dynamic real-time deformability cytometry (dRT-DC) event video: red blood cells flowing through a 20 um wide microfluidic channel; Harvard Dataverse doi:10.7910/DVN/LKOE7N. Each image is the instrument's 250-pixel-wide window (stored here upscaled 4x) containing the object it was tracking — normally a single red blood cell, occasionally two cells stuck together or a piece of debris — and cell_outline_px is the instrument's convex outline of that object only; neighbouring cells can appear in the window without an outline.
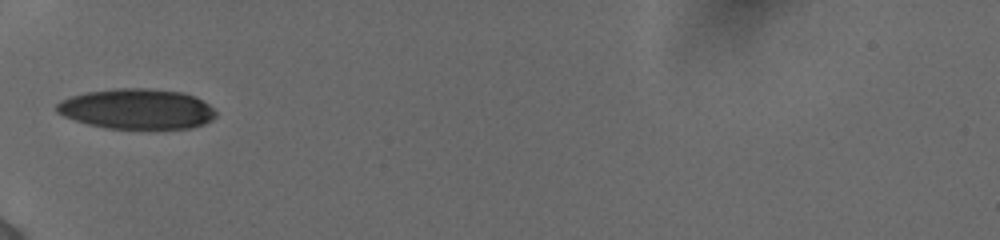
{"species": "human", "species_latin": "Homo sapiens", "temperature_condition": "cold", "stored_images_in_passage": 34, "camera_frame_rate_fps": 3000, "um_per_image_px": 0.085, "donor": {"sex": "female"}, "frame": {"image": 1, "passage_image": 1, "time_ms": 0.0, "image_size_px": [1000, 240], "cell_outline_px": [[216, 116], [212, 120], [204, 124], [192, 128], [104, 128], [88, 124], [64, 116], [56, 112], [56, 104], [60, 100], [72, 96], [88, 92], [116, 88], [148, 88], [180, 92], [192, 96], [208, 104], [216, 112]], "centroid_in_image_um": [11.62, 9.26], "position_along_channel_um": 73.4, "area_um2": 37.11}}
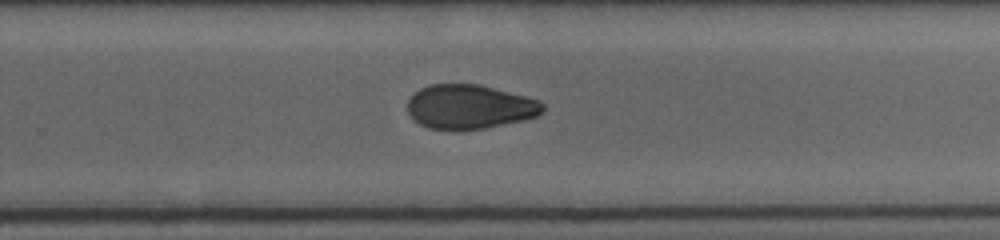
{"frame": {"image": 2, "passage_image": 18, "time_ms": 5.667, "image_size_px": [1000, 240], "cell_outline_px": [[544, 108], [536, 116], [524, 120], [484, 128], [428, 128], [420, 124], [408, 112], [408, 100], [420, 88], [432, 84], [480, 84], [540, 100], [544, 104]], "centroid_in_image_um": [39.94, 9.05], "position_along_channel_um": 289.9, "area_um2": 34.28}}
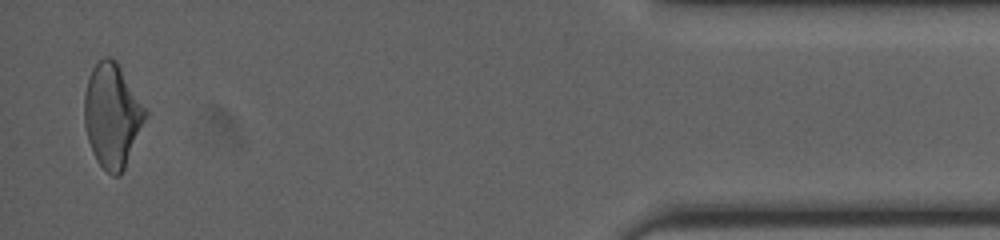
{"frame": {"image": 3, "passage_image": 33, "time_ms": 10.667, "image_size_px": [1000, 240], "cell_outline_px": [[148, 112], [124, 168], [120, 176], [112, 176], [96, 160], [92, 152], [88, 140], [84, 124], [84, 96], [88, 76], [92, 68], [104, 56], [108, 56], [116, 60]], "centroid_in_image_um": [9.51, 9.8], "position_along_channel_um": 425.7, "area_um2": 36.59}, "authors_computed_cell_mechanics": {"area_um2": 36.5007, "velocity_mm_per_s": 3.895, "shape_relaxation_time_tau1_ms": 7.9851, "shape_relaxation_time_tau2_ms": 5.7348, "deformation_change_tau1": 0.1699, "deformation_change_tau2": 0.1053}}